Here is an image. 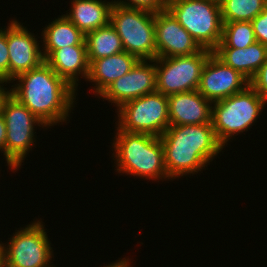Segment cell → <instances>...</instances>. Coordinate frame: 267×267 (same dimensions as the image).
I'll list each match as a JSON object with an SVG mask.
<instances>
[{"label":"cell","mask_w":267,"mask_h":267,"mask_svg":"<svg viewBox=\"0 0 267 267\" xmlns=\"http://www.w3.org/2000/svg\"><path fill=\"white\" fill-rule=\"evenodd\" d=\"M11 95L25 105L46 127L67 122L75 107L76 90L44 61L39 67L18 75ZM70 111V112H69Z\"/></svg>","instance_id":"obj_1"},{"label":"cell","mask_w":267,"mask_h":267,"mask_svg":"<svg viewBox=\"0 0 267 267\" xmlns=\"http://www.w3.org/2000/svg\"><path fill=\"white\" fill-rule=\"evenodd\" d=\"M169 178L196 174L222 151L212 123L170 125L160 136Z\"/></svg>","instance_id":"obj_2"},{"label":"cell","mask_w":267,"mask_h":267,"mask_svg":"<svg viewBox=\"0 0 267 267\" xmlns=\"http://www.w3.org/2000/svg\"><path fill=\"white\" fill-rule=\"evenodd\" d=\"M113 140L115 169L119 173L142 177L147 180L170 179L164 159L160 137L146 133H130L117 126Z\"/></svg>","instance_id":"obj_3"},{"label":"cell","mask_w":267,"mask_h":267,"mask_svg":"<svg viewBox=\"0 0 267 267\" xmlns=\"http://www.w3.org/2000/svg\"><path fill=\"white\" fill-rule=\"evenodd\" d=\"M265 104V100L250 85L228 98L213 102L212 126L218 141L225 147L235 134L248 131Z\"/></svg>","instance_id":"obj_4"},{"label":"cell","mask_w":267,"mask_h":267,"mask_svg":"<svg viewBox=\"0 0 267 267\" xmlns=\"http://www.w3.org/2000/svg\"><path fill=\"white\" fill-rule=\"evenodd\" d=\"M166 9L202 48L213 51L221 42L220 4L211 0H168Z\"/></svg>","instance_id":"obj_5"},{"label":"cell","mask_w":267,"mask_h":267,"mask_svg":"<svg viewBox=\"0 0 267 267\" xmlns=\"http://www.w3.org/2000/svg\"><path fill=\"white\" fill-rule=\"evenodd\" d=\"M110 24L117 31L127 53L139 60L156 59L155 13L113 3Z\"/></svg>","instance_id":"obj_6"},{"label":"cell","mask_w":267,"mask_h":267,"mask_svg":"<svg viewBox=\"0 0 267 267\" xmlns=\"http://www.w3.org/2000/svg\"><path fill=\"white\" fill-rule=\"evenodd\" d=\"M43 222L15 231L8 245L0 243V267H53V250Z\"/></svg>","instance_id":"obj_7"},{"label":"cell","mask_w":267,"mask_h":267,"mask_svg":"<svg viewBox=\"0 0 267 267\" xmlns=\"http://www.w3.org/2000/svg\"><path fill=\"white\" fill-rule=\"evenodd\" d=\"M1 112L6 122L5 159L9 169L18 170L32 149L35 126L46 127L25 105L10 95ZM26 155V156H25Z\"/></svg>","instance_id":"obj_8"},{"label":"cell","mask_w":267,"mask_h":267,"mask_svg":"<svg viewBox=\"0 0 267 267\" xmlns=\"http://www.w3.org/2000/svg\"><path fill=\"white\" fill-rule=\"evenodd\" d=\"M116 112V125L126 132L160 137L170 126L168 96L157 91L124 103Z\"/></svg>","instance_id":"obj_9"},{"label":"cell","mask_w":267,"mask_h":267,"mask_svg":"<svg viewBox=\"0 0 267 267\" xmlns=\"http://www.w3.org/2000/svg\"><path fill=\"white\" fill-rule=\"evenodd\" d=\"M212 52L203 48L191 55L156 58V91L169 96L197 90L203 66Z\"/></svg>","instance_id":"obj_10"},{"label":"cell","mask_w":267,"mask_h":267,"mask_svg":"<svg viewBox=\"0 0 267 267\" xmlns=\"http://www.w3.org/2000/svg\"><path fill=\"white\" fill-rule=\"evenodd\" d=\"M248 85L246 77L212 52L203 66L197 91L213 103L241 92Z\"/></svg>","instance_id":"obj_11"},{"label":"cell","mask_w":267,"mask_h":267,"mask_svg":"<svg viewBox=\"0 0 267 267\" xmlns=\"http://www.w3.org/2000/svg\"><path fill=\"white\" fill-rule=\"evenodd\" d=\"M153 92H156L155 59L139 60L127 74L108 85L99 98L115 103L118 109L130 100Z\"/></svg>","instance_id":"obj_12"},{"label":"cell","mask_w":267,"mask_h":267,"mask_svg":"<svg viewBox=\"0 0 267 267\" xmlns=\"http://www.w3.org/2000/svg\"><path fill=\"white\" fill-rule=\"evenodd\" d=\"M6 29L9 54V81L39 67L45 60L36 36L15 19ZM29 31V32H28Z\"/></svg>","instance_id":"obj_13"},{"label":"cell","mask_w":267,"mask_h":267,"mask_svg":"<svg viewBox=\"0 0 267 267\" xmlns=\"http://www.w3.org/2000/svg\"><path fill=\"white\" fill-rule=\"evenodd\" d=\"M156 58L191 55L203 48L166 9L155 13Z\"/></svg>","instance_id":"obj_14"},{"label":"cell","mask_w":267,"mask_h":267,"mask_svg":"<svg viewBox=\"0 0 267 267\" xmlns=\"http://www.w3.org/2000/svg\"><path fill=\"white\" fill-rule=\"evenodd\" d=\"M212 104L197 90L169 95L170 125L212 123Z\"/></svg>","instance_id":"obj_15"},{"label":"cell","mask_w":267,"mask_h":267,"mask_svg":"<svg viewBox=\"0 0 267 267\" xmlns=\"http://www.w3.org/2000/svg\"><path fill=\"white\" fill-rule=\"evenodd\" d=\"M45 62L72 88L77 90L79 77L88 79L89 62L86 45L65 46L54 50Z\"/></svg>","instance_id":"obj_16"},{"label":"cell","mask_w":267,"mask_h":267,"mask_svg":"<svg viewBox=\"0 0 267 267\" xmlns=\"http://www.w3.org/2000/svg\"><path fill=\"white\" fill-rule=\"evenodd\" d=\"M138 61L136 56L126 51L96 59L89 65L87 81L94 82L96 86L93 90L99 96L108 85L127 74Z\"/></svg>","instance_id":"obj_17"},{"label":"cell","mask_w":267,"mask_h":267,"mask_svg":"<svg viewBox=\"0 0 267 267\" xmlns=\"http://www.w3.org/2000/svg\"><path fill=\"white\" fill-rule=\"evenodd\" d=\"M66 17L84 34L110 23L111 2L102 0H73Z\"/></svg>","instance_id":"obj_18"},{"label":"cell","mask_w":267,"mask_h":267,"mask_svg":"<svg viewBox=\"0 0 267 267\" xmlns=\"http://www.w3.org/2000/svg\"><path fill=\"white\" fill-rule=\"evenodd\" d=\"M213 53L249 81L267 58V46L256 41L246 48H215Z\"/></svg>","instance_id":"obj_19"},{"label":"cell","mask_w":267,"mask_h":267,"mask_svg":"<svg viewBox=\"0 0 267 267\" xmlns=\"http://www.w3.org/2000/svg\"><path fill=\"white\" fill-rule=\"evenodd\" d=\"M51 23V24H50ZM45 26L42 31L44 60L56 49L65 46L86 45L85 35L64 15Z\"/></svg>","instance_id":"obj_20"},{"label":"cell","mask_w":267,"mask_h":267,"mask_svg":"<svg viewBox=\"0 0 267 267\" xmlns=\"http://www.w3.org/2000/svg\"><path fill=\"white\" fill-rule=\"evenodd\" d=\"M85 43L89 65L96 59L125 51L122 40L110 23L85 35Z\"/></svg>","instance_id":"obj_21"},{"label":"cell","mask_w":267,"mask_h":267,"mask_svg":"<svg viewBox=\"0 0 267 267\" xmlns=\"http://www.w3.org/2000/svg\"><path fill=\"white\" fill-rule=\"evenodd\" d=\"M267 4V0H224L220 4L223 23L252 21Z\"/></svg>","instance_id":"obj_22"},{"label":"cell","mask_w":267,"mask_h":267,"mask_svg":"<svg viewBox=\"0 0 267 267\" xmlns=\"http://www.w3.org/2000/svg\"><path fill=\"white\" fill-rule=\"evenodd\" d=\"M256 37L251 21L223 23L221 42L216 48H246Z\"/></svg>","instance_id":"obj_23"},{"label":"cell","mask_w":267,"mask_h":267,"mask_svg":"<svg viewBox=\"0 0 267 267\" xmlns=\"http://www.w3.org/2000/svg\"><path fill=\"white\" fill-rule=\"evenodd\" d=\"M167 1L168 0H127L126 2V0H114L113 2L123 7L142 9L156 13L166 10Z\"/></svg>","instance_id":"obj_24"},{"label":"cell","mask_w":267,"mask_h":267,"mask_svg":"<svg viewBox=\"0 0 267 267\" xmlns=\"http://www.w3.org/2000/svg\"><path fill=\"white\" fill-rule=\"evenodd\" d=\"M249 85L267 102V58L249 81Z\"/></svg>","instance_id":"obj_25"},{"label":"cell","mask_w":267,"mask_h":267,"mask_svg":"<svg viewBox=\"0 0 267 267\" xmlns=\"http://www.w3.org/2000/svg\"><path fill=\"white\" fill-rule=\"evenodd\" d=\"M251 23L256 40L267 46V4L263 11L256 16Z\"/></svg>","instance_id":"obj_26"},{"label":"cell","mask_w":267,"mask_h":267,"mask_svg":"<svg viewBox=\"0 0 267 267\" xmlns=\"http://www.w3.org/2000/svg\"><path fill=\"white\" fill-rule=\"evenodd\" d=\"M0 79L9 81V54L5 28L0 29Z\"/></svg>","instance_id":"obj_27"},{"label":"cell","mask_w":267,"mask_h":267,"mask_svg":"<svg viewBox=\"0 0 267 267\" xmlns=\"http://www.w3.org/2000/svg\"><path fill=\"white\" fill-rule=\"evenodd\" d=\"M6 122L2 112L0 111V151L5 156V143H6Z\"/></svg>","instance_id":"obj_28"},{"label":"cell","mask_w":267,"mask_h":267,"mask_svg":"<svg viewBox=\"0 0 267 267\" xmlns=\"http://www.w3.org/2000/svg\"><path fill=\"white\" fill-rule=\"evenodd\" d=\"M5 84L8 82V83H13L8 81V80H5V79H0V111L3 107V104H4V101L11 95V90H7L4 86V83ZM2 84V85H1Z\"/></svg>","instance_id":"obj_29"},{"label":"cell","mask_w":267,"mask_h":267,"mask_svg":"<svg viewBox=\"0 0 267 267\" xmlns=\"http://www.w3.org/2000/svg\"><path fill=\"white\" fill-rule=\"evenodd\" d=\"M130 262L127 258H122L121 260H117L115 263H110L104 267H131Z\"/></svg>","instance_id":"obj_30"},{"label":"cell","mask_w":267,"mask_h":267,"mask_svg":"<svg viewBox=\"0 0 267 267\" xmlns=\"http://www.w3.org/2000/svg\"><path fill=\"white\" fill-rule=\"evenodd\" d=\"M211 1L221 4L224 0H211Z\"/></svg>","instance_id":"obj_31"}]
</instances>
